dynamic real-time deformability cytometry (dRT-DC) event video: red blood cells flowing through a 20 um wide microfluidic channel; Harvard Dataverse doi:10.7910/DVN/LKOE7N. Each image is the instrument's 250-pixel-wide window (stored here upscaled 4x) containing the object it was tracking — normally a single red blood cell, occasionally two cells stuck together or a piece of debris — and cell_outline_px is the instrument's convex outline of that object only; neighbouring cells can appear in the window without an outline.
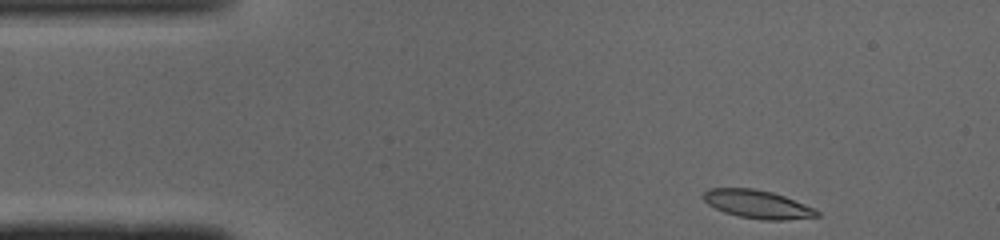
{"species": "common noctule bat (a hibernating species)", "species_latin": "Nyctalus noctula", "temperature_condition": "cold", "stored_images_in_passage": 44, "camera_frame_rate_fps": 3000, "um_per_image_px": 0.085, "animal": {"sex": "male", "body_mass_g": 19.0, "forearm_length_mm": 50.8}, "frame": {"image": 1, "passage_image": 1, "time_ms": 0.0, "image_size_px": [1000, 240], "cell_outline_px": [[820, 216], [784, 220], [760, 220], [740, 216], [724, 212], [708, 204], [700, 196], [708, 188], [752, 188], [772, 192], [784, 196], [804, 204], [820, 212]], "centroid_in_image_um": [64.35, 17.36], "position_along_channel_um": 20.6, "area_um2": 18.61}}
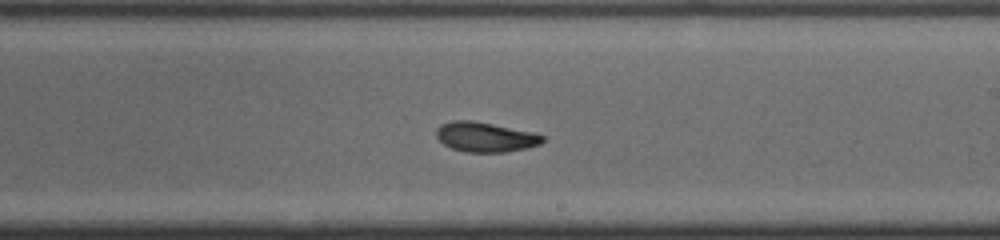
{"frame": {"image": 2, "passage_image": 23, "time_ms": 7.333, "image_size_px": [1000, 240], "cell_outline_px": [[544, 140], [540, 144], [524, 148], [504, 152], [464, 152], [452, 148], [444, 144], [436, 136], [436, 128], [440, 124], [452, 120], [472, 120], [532, 132], [544, 136]], "centroid_in_image_um": [41.21, 11.64], "position_along_channel_um": 247.8, "area_um2": 18.32}}
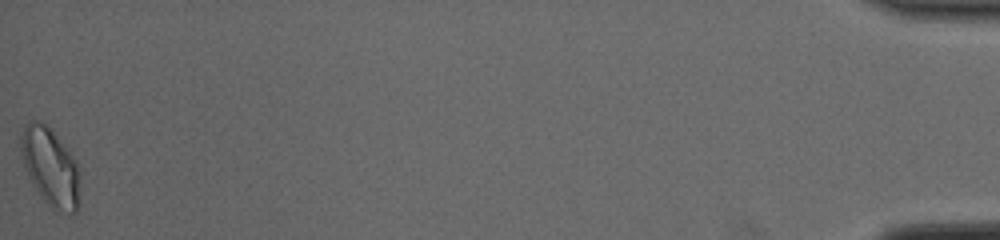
{"frame": {"image": 3, "passage_image": 44, "time_ms": 14.333, "image_size_px": [1000, 240], "cell_outline_px": [[80, 204], [76, 212], [72, 212], [52, 208], [40, 196], [28, 176], [20, 152], [20, 136], [24, 124], [28, 120], [40, 120], [68, 148], [80, 164]], "centroid_in_image_um": [4.31, 14.17], "position_along_channel_um": 430.9, "area_um2": 27.28}, "authors_computed_cell_mechanics": {"area_um2": 18.8139, "velocity_mm_per_s": 4.0826, "shape_relaxation_time_tau1_ms": 6.9389, "shape_relaxation_time_tau2_ms": 2.381, "deformation_change_tau1": 0.2128, "deformation_change_tau2": 0.074}}